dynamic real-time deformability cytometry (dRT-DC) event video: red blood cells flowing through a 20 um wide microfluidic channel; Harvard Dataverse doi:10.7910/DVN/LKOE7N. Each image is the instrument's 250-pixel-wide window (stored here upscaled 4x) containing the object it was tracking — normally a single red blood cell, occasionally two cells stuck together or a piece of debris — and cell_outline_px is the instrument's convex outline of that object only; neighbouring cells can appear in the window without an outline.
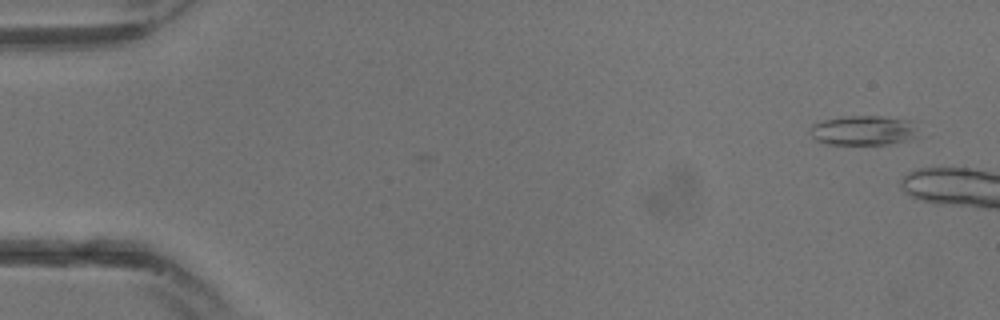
{"species": "common noctule bat (a hibernating species)", "species_latin": "Nyctalus noctula", "temperature_condition": "warm", "stored_images_in_passage": 2, "camera_frame_rate_fps": 3000, "um_per_image_px": 0.085, "animal": {"sex": "male", "body_mass_g": 13.3}, "frame": {"image": 1, "passage_image": 2, "time_ms": 0.333, "image_size_px": [1000, 320], "cell_outline_px": [[920, 136], [912, 140], [888, 144], [824, 144], [816, 140], [808, 132], [816, 124], [824, 120], [848, 116], [880, 116], [912, 120]], "centroid_in_image_um": [73.47, 11.1], "position_along_channel_um": 11.5, "area_um2": 18.84}}